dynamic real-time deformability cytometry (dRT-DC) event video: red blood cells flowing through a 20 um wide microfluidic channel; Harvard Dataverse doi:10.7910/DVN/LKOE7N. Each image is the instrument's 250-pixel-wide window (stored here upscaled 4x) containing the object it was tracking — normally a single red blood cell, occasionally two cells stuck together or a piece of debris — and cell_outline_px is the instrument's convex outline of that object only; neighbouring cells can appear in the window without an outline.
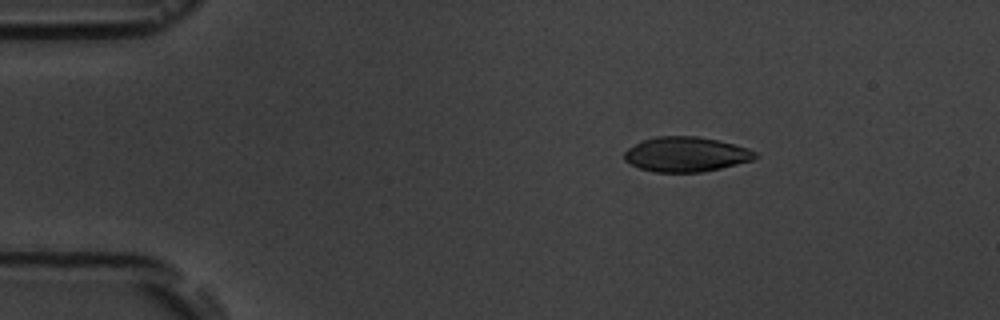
{"species": "common noctule bat (a hibernating species)", "species_latin": "Nyctalus noctula", "temperature_condition": "room temperature", "stored_images_in_passage": 3, "camera_frame_rate_fps": 3000, "um_per_image_px": 0.085, "animal": {"sex": "male", "body_mass_g": 19.5, "forearm_length_mm": 54.6}, "frame": {"image": 1, "passage_image": 1, "time_ms": 0.0, "image_size_px": [1000, 320], "cell_outline_px": [[760, 156], [752, 160], [720, 168], [700, 172], [652, 172], [640, 168], [624, 160], [624, 152], [628, 148], [644, 140], [656, 136], [696, 136], [716, 140], [748, 148], [756, 152]], "centroid_in_image_um": [58.31, 13.12], "position_along_channel_um": 26.7, "area_um2": 26.36}}